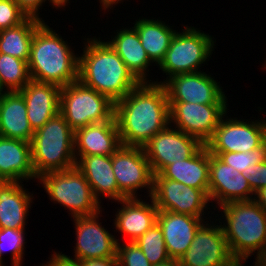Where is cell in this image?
Segmentation results:
<instances>
[{"label": "cell", "mask_w": 266, "mask_h": 266, "mask_svg": "<svg viewBox=\"0 0 266 266\" xmlns=\"http://www.w3.org/2000/svg\"><path fill=\"white\" fill-rule=\"evenodd\" d=\"M121 145L143 147L170 123V105L163 84L141 82L114 104Z\"/></svg>", "instance_id": "6da1fadb"}, {"label": "cell", "mask_w": 266, "mask_h": 266, "mask_svg": "<svg viewBox=\"0 0 266 266\" xmlns=\"http://www.w3.org/2000/svg\"><path fill=\"white\" fill-rule=\"evenodd\" d=\"M84 40L78 67L82 84L116 103L141 83L106 41L100 37Z\"/></svg>", "instance_id": "7a4b0ae2"}, {"label": "cell", "mask_w": 266, "mask_h": 266, "mask_svg": "<svg viewBox=\"0 0 266 266\" xmlns=\"http://www.w3.org/2000/svg\"><path fill=\"white\" fill-rule=\"evenodd\" d=\"M59 35L45 22L35 30L27 62L32 80L60 87L78 81L79 55Z\"/></svg>", "instance_id": "3957f363"}, {"label": "cell", "mask_w": 266, "mask_h": 266, "mask_svg": "<svg viewBox=\"0 0 266 266\" xmlns=\"http://www.w3.org/2000/svg\"><path fill=\"white\" fill-rule=\"evenodd\" d=\"M224 219L221 226L232 257L240 266L256 253L266 251V211L254 200L234 201L218 207Z\"/></svg>", "instance_id": "277c9868"}, {"label": "cell", "mask_w": 266, "mask_h": 266, "mask_svg": "<svg viewBox=\"0 0 266 266\" xmlns=\"http://www.w3.org/2000/svg\"><path fill=\"white\" fill-rule=\"evenodd\" d=\"M74 137L75 132L60 112L34 131L31 160L37 178L47 172L75 167Z\"/></svg>", "instance_id": "5b68a950"}, {"label": "cell", "mask_w": 266, "mask_h": 266, "mask_svg": "<svg viewBox=\"0 0 266 266\" xmlns=\"http://www.w3.org/2000/svg\"><path fill=\"white\" fill-rule=\"evenodd\" d=\"M38 182L43 185L52 202L70 211L71 217L102 213L101 203L93 194L84 175L75 167L42 174Z\"/></svg>", "instance_id": "8992f818"}, {"label": "cell", "mask_w": 266, "mask_h": 266, "mask_svg": "<svg viewBox=\"0 0 266 266\" xmlns=\"http://www.w3.org/2000/svg\"><path fill=\"white\" fill-rule=\"evenodd\" d=\"M114 104L107 96L79 80L60 90L59 112L74 132L94 123L115 121Z\"/></svg>", "instance_id": "52a82bcc"}, {"label": "cell", "mask_w": 266, "mask_h": 266, "mask_svg": "<svg viewBox=\"0 0 266 266\" xmlns=\"http://www.w3.org/2000/svg\"><path fill=\"white\" fill-rule=\"evenodd\" d=\"M182 31L175 33L158 65L168 75L166 80L176 74L201 71L199 68L209 61L215 48L216 40L209 34L192 26H185Z\"/></svg>", "instance_id": "ba28073f"}, {"label": "cell", "mask_w": 266, "mask_h": 266, "mask_svg": "<svg viewBox=\"0 0 266 266\" xmlns=\"http://www.w3.org/2000/svg\"><path fill=\"white\" fill-rule=\"evenodd\" d=\"M112 166L118 185V201L137 198V190L143 188L148 190L147 197H151L153 173L143 147L121 145L112 155Z\"/></svg>", "instance_id": "9c48e42d"}, {"label": "cell", "mask_w": 266, "mask_h": 266, "mask_svg": "<svg viewBox=\"0 0 266 266\" xmlns=\"http://www.w3.org/2000/svg\"><path fill=\"white\" fill-rule=\"evenodd\" d=\"M151 198L158 210L208 219L204 210L210 209L209 190L186 186L155 174Z\"/></svg>", "instance_id": "30bf717a"}, {"label": "cell", "mask_w": 266, "mask_h": 266, "mask_svg": "<svg viewBox=\"0 0 266 266\" xmlns=\"http://www.w3.org/2000/svg\"><path fill=\"white\" fill-rule=\"evenodd\" d=\"M237 119L222 117L205 144L209 152H250L266 141V120Z\"/></svg>", "instance_id": "8fae6325"}, {"label": "cell", "mask_w": 266, "mask_h": 266, "mask_svg": "<svg viewBox=\"0 0 266 266\" xmlns=\"http://www.w3.org/2000/svg\"><path fill=\"white\" fill-rule=\"evenodd\" d=\"M220 225L205 221L197 230L180 266H240L232 257ZM208 222V223H207ZM216 225V226H215Z\"/></svg>", "instance_id": "7c38bea8"}, {"label": "cell", "mask_w": 266, "mask_h": 266, "mask_svg": "<svg viewBox=\"0 0 266 266\" xmlns=\"http://www.w3.org/2000/svg\"><path fill=\"white\" fill-rule=\"evenodd\" d=\"M170 124L176 129L206 144L212 137L222 117L229 110L228 104H197L169 102Z\"/></svg>", "instance_id": "4fadbf2b"}, {"label": "cell", "mask_w": 266, "mask_h": 266, "mask_svg": "<svg viewBox=\"0 0 266 266\" xmlns=\"http://www.w3.org/2000/svg\"><path fill=\"white\" fill-rule=\"evenodd\" d=\"M203 71L176 74L158 82L165 86L168 102L197 104H227V97L220 82Z\"/></svg>", "instance_id": "5bb4252c"}, {"label": "cell", "mask_w": 266, "mask_h": 266, "mask_svg": "<svg viewBox=\"0 0 266 266\" xmlns=\"http://www.w3.org/2000/svg\"><path fill=\"white\" fill-rule=\"evenodd\" d=\"M204 144L169 125L158 132L144 146L153 175L166 166L192 157Z\"/></svg>", "instance_id": "9a60e30c"}, {"label": "cell", "mask_w": 266, "mask_h": 266, "mask_svg": "<svg viewBox=\"0 0 266 266\" xmlns=\"http://www.w3.org/2000/svg\"><path fill=\"white\" fill-rule=\"evenodd\" d=\"M100 212L90 216L73 218L75 225L76 246L70 259L77 261L87 259L117 258V242L114 235L99 223Z\"/></svg>", "instance_id": "2e32d148"}, {"label": "cell", "mask_w": 266, "mask_h": 266, "mask_svg": "<svg viewBox=\"0 0 266 266\" xmlns=\"http://www.w3.org/2000/svg\"><path fill=\"white\" fill-rule=\"evenodd\" d=\"M209 200L220 207L234 201L254 200L246 176L210 153Z\"/></svg>", "instance_id": "e0dca14e"}, {"label": "cell", "mask_w": 266, "mask_h": 266, "mask_svg": "<svg viewBox=\"0 0 266 266\" xmlns=\"http://www.w3.org/2000/svg\"><path fill=\"white\" fill-rule=\"evenodd\" d=\"M204 220L206 219L187 214L158 211L157 224L163 232L170 259L180 260L187 252Z\"/></svg>", "instance_id": "ac0fdd59"}, {"label": "cell", "mask_w": 266, "mask_h": 266, "mask_svg": "<svg viewBox=\"0 0 266 266\" xmlns=\"http://www.w3.org/2000/svg\"><path fill=\"white\" fill-rule=\"evenodd\" d=\"M150 200V204L139 197L117 201L122 206L115 214L114 227L121 235L128 237L126 242H135L157 223L159 210L151 197Z\"/></svg>", "instance_id": "d6986e66"}, {"label": "cell", "mask_w": 266, "mask_h": 266, "mask_svg": "<svg viewBox=\"0 0 266 266\" xmlns=\"http://www.w3.org/2000/svg\"><path fill=\"white\" fill-rule=\"evenodd\" d=\"M61 87L30 80L19 92L26 102L27 117L34 131L59 112Z\"/></svg>", "instance_id": "ffe728a7"}, {"label": "cell", "mask_w": 266, "mask_h": 266, "mask_svg": "<svg viewBox=\"0 0 266 266\" xmlns=\"http://www.w3.org/2000/svg\"><path fill=\"white\" fill-rule=\"evenodd\" d=\"M120 146L116 121L94 123L75 131V156H111Z\"/></svg>", "instance_id": "44dd1931"}, {"label": "cell", "mask_w": 266, "mask_h": 266, "mask_svg": "<svg viewBox=\"0 0 266 266\" xmlns=\"http://www.w3.org/2000/svg\"><path fill=\"white\" fill-rule=\"evenodd\" d=\"M0 179L17 182L38 179L32 165L30 142L0 137Z\"/></svg>", "instance_id": "7402d4cb"}, {"label": "cell", "mask_w": 266, "mask_h": 266, "mask_svg": "<svg viewBox=\"0 0 266 266\" xmlns=\"http://www.w3.org/2000/svg\"><path fill=\"white\" fill-rule=\"evenodd\" d=\"M76 168L84 175L94 196L118 201V185L112 166V155L75 156ZM100 196V197H99Z\"/></svg>", "instance_id": "603a6c76"}, {"label": "cell", "mask_w": 266, "mask_h": 266, "mask_svg": "<svg viewBox=\"0 0 266 266\" xmlns=\"http://www.w3.org/2000/svg\"><path fill=\"white\" fill-rule=\"evenodd\" d=\"M23 182L4 181L0 185V229H25L33 201ZM27 190V191H26Z\"/></svg>", "instance_id": "cb8c5ba5"}, {"label": "cell", "mask_w": 266, "mask_h": 266, "mask_svg": "<svg viewBox=\"0 0 266 266\" xmlns=\"http://www.w3.org/2000/svg\"><path fill=\"white\" fill-rule=\"evenodd\" d=\"M0 134L31 142L34 135L27 117L26 102L19 91H4L0 99Z\"/></svg>", "instance_id": "d4e9b609"}, {"label": "cell", "mask_w": 266, "mask_h": 266, "mask_svg": "<svg viewBox=\"0 0 266 266\" xmlns=\"http://www.w3.org/2000/svg\"><path fill=\"white\" fill-rule=\"evenodd\" d=\"M106 42L119 55L128 69L140 82H152L148 80V68L153 63L141 45L137 31L132 28L124 27L119 29L114 38ZM148 72V74H147Z\"/></svg>", "instance_id": "484cf974"}, {"label": "cell", "mask_w": 266, "mask_h": 266, "mask_svg": "<svg viewBox=\"0 0 266 266\" xmlns=\"http://www.w3.org/2000/svg\"><path fill=\"white\" fill-rule=\"evenodd\" d=\"M210 152L203 145L192 157L166 166L159 174L200 190H208Z\"/></svg>", "instance_id": "4316f807"}, {"label": "cell", "mask_w": 266, "mask_h": 266, "mask_svg": "<svg viewBox=\"0 0 266 266\" xmlns=\"http://www.w3.org/2000/svg\"><path fill=\"white\" fill-rule=\"evenodd\" d=\"M142 18L136 20L134 29L137 31L141 45L150 60L158 66L165 57L170 42L177 30H173L166 22L159 19Z\"/></svg>", "instance_id": "83f0119b"}, {"label": "cell", "mask_w": 266, "mask_h": 266, "mask_svg": "<svg viewBox=\"0 0 266 266\" xmlns=\"http://www.w3.org/2000/svg\"><path fill=\"white\" fill-rule=\"evenodd\" d=\"M44 22L42 18L28 16L17 26L0 31V53L28 62L35 30Z\"/></svg>", "instance_id": "f1b7e54d"}, {"label": "cell", "mask_w": 266, "mask_h": 266, "mask_svg": "<svg viewBox=\"0 0 266 266\" xmlns=\"http://www.w3.org/2000/svg\"><path fill=\"white\" fill-rule=\"evenodd\" d=\"M30 80L26 61L0 53V88L3 91H20Z\"/></svg>", "instance_id": "f546056e"}, {"label": "cell", "mask_w": 266, "mask_h": 266, "mask_svg": "<svg viewBox=\"0 0 266 266\" xmlns=\"http://www.w3.org/2000/svg\"><path fill=\"white\" fill-rule=\"evenodd\" d=\"M135 243L153 266L170 259L163 232L157 223L140 236Z\"/></svg>", "instance_id": "4dcf8cb0"}, {"label": "cell", "mask_w": 266, "mask_h": 266, "mask_svg": "<svg viewBox=\"0 0 266 266\" xmlns=\"http://www.w3.org/2000/svg\"><path fill=\"white\" fill-rule=\"evenodd\" d=\"M25 229H0V266H4L3 253L7 250L11 253V266H22L25 255Z\"/></svg>", "instance_id": "1f68e13d"}, {"label": "cell", "mask_w": 266, "mask_h": 266, "mask_svg": "<svg viewBox=\"0 0 266 266\" xmlns=\"http://www.w3.org/2000/svg\"><path fill=\"white\" fill-rule=\"evenodd\" d=\"M222 162L231 165L238 172L244 171L250 165L266 161V141L250 152H210Z\"/></svg>", "instance_id": "d6a6232c"}, {"label": "cell", "mask_w": 266, "mask_h": 266, "mask_svg": "<svg viewBox=\"0 0 266 266\" xmlns=\"http://www.w3.org/2000/svg\"><path fill=\"white\" fill-rule=\"evenodd\" d=\"M117 242L118 266H153L135 242Z\"/></svg>", "instance_id": "836d02e7"}, {"label": "cell", "mask_w": 266, "mask_h": 266, "mask_svg": "<svg viewBox=\"0 0 266 266\" xmlns=\"http://www.w3.org/2000/svg\"><path fill=\"white\" fill-rule=\"evenodd\" d=\"M28 15L11 0L0 1V31L22 23Z\"/></svg>", "instance_id": "e575fe53"}, {"label": "cell", "mask_w": 266, "mask_h": 266, "mask_svg": "<svg viewBox=\"0 0 266 266\" xmlns=\"http://www.w3.org/2000/svg\"><path fill=\"white\" fill-rule=\"evenodd\" d=\"M242 173L246 176L254 193L261 187L266 186V161L250 165Z\"/></svg>", "instance_id": "d590c367"}, {"label": "cell", "mask_w": 266, "mask_h": 266, "mask_svg": "<svg viewBox=\"0 0 266 266\" xmlns=\"http://www.w3.org/2000/svg\"><path fill=\"white\" fill-rule=\"evenodd\" d=\"M47 0H20V8L28 15L36 18H40L39 10L43 3L45 4ZM53 8H65V5L60 0H48ZM39 12V13H38Z\"/></svg>", "instance_id": "8d00e7d4"}, {"label": "cell", "mask_w": 266, "mask_h": 266, "mask_svg": "<svg viewBox=\"0 0 266 266\" xmlns=\"http://www.w3.org/2000/svg\"><path fill=\"white\" fill-rule=\"evenodd\" d=\"M50 260L41 266H82L80 261L70 259V256L55 252L51 255Z\"/></svg>", "instance_id": "74e56055"}, {"label": "cell", "mask_w": 266, "mask_h": 266, "mask_svg": "<svg viewBox=\"0 0 266 266\" xmlns=\"http://www.w3.org/2000/svg\"><path fill=\"white\" fill-rule=\"evenodd\" d=\"M80 262L82 266H118L117 258L87 259Z\"/></svg>", "instance_id": "f35d334b"}, {"label": "cell", "mask_w": 266, "mask_h": 266, "mask_svg": "<svg viewBox=\"0 0 266 266\" xmlns=\"http://www.w3.org/2000/svg\"><path fill=\"white\" fill-rule=\"evenodd\" d=\"M254 201L266 211V186L255 192Z\"/></svg>", "instance_id": "ab89813d"}, {"label": "cell", "mask_w": 266, "mask_h": 266, "mask_svg": "<svg viewBox=\"0 0 266 266\" xmlns=\"http://www.w3.org/2000/svg\"><path fill=\"white\" fill-rule=\"evenodd\" d=\"M121 1V2H120ZM100 4H101V8L106 11L107 9H114L113 5H117L118 3H122L123 0H99Z\"/></svg>", "instance_id": "60d3db41"}, {"label": "cell", "mask_w": 266, "mask_h": 266, "mask_svg": "<svg viewBox=\"0 0 266 266\" xmlns=\"http://www.w3.org/2000/svg\"><path fill=\"white\" fill-rule=\"evenodd\" d=\"M155 266H180V262L177 259H169Z\"/></svg>", "instance_id": "b9f144b4"}, {"label": "cell", "mask_w": 266, "mask_h": 266, "mask_svg": "<svg viewBox=\"0 0 266 266\" xmlns=\"http://www.w3.org/2000/svg\"><path fill=\"white\" fill-rule=\"evenodd\" d=\"M65 6L68 4V3H70V1L69 0H60Z\"/></svg>", "instance_id": "7bdbcfd3"}, {"label": "cell", "mask_w": 266, "mask_h": 266, "mask_svg": "<svg viewBox=\"0 0 266 266\" xmlns=\"http://www.w3.org/2000/svg\"><path fill=\"white\" fill-rule=\"evenodd\" d=\"M11 1L16 2L19 5V7H20V0H11Z\"/></svg>", "instance_id": "ee69618b"}, {"label": "cell", "mask_w": 266, "mask_h": 266, "mask_svg": "<svg viewBox=\"0 0 266 266\" xmlns=\"http://www.w3.org/2000/svg\"><path fill=\"white\" fill-rule=\"evenodd\" d=\"M3 93H4V91L0 88V99H1V96Z\"/></svg>", "instance_id": "f6af8a7d"}, {"label": "cell", "mask_w": 266, "mask_h": 266, "mask_svg": "<svg viewBox=\"0 0 266 266\" xmlns=\"http://www.w3.org/2000/svg\"><path fill=\"white\" fill-rule=\"evenodd\" d=\"M4 182V180L0 179V185Z\"/></svg>", "instance_id": "bcb514c9"}]
</instances>
